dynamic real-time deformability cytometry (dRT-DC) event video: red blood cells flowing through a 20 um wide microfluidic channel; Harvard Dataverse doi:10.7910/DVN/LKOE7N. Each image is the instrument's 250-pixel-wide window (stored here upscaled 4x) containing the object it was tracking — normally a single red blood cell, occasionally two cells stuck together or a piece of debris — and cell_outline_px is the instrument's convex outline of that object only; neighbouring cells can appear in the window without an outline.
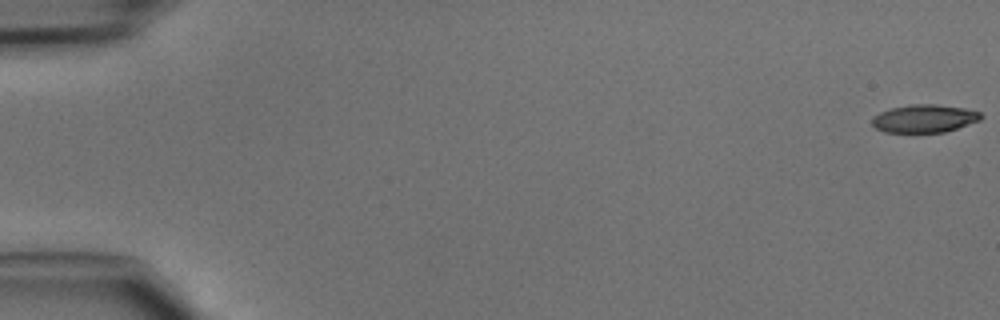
{"species": "common noctule bat (a hibernating species)", "species_latin": "Nyctalus noctula", "temperature_condition": "cold", "stored_images_in_passage": 13, "camera_frame_rate_fps": 3000, "um_per_image_px": 0.085, "animal": {"sex": "male", "body_mass_g": 15.6}, "frame": {"image": 1, "passage_image": 1, "time_ms": 0.0, "image_size_px": [1000, 320], "cell_outline_px": [[984, 116], [980, 120], [944, 132], [884, 132], [876, 128], [872, 124], [872, 116], [888, 108], [908, 104], [936, 104], [964, 108], [980, 112]], "centroid_in_image_um": [78.54, 10.06], "position_along_channel_um": 6.5, "area_um2": 17.8}}
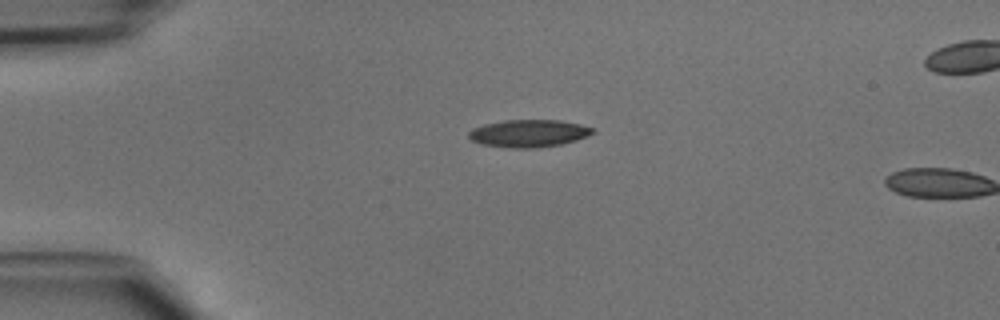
{"frame": {"image": 2, "passage_image": 12, "time_ms": 3.667, "image_size_px": [1000, 320], "cell_outline_px": [[596, 132], [588, 136], [576, 140], [560, 144], [536, 148], [508, 148], [480, 144], [472, 140], [468, 136], [468, 132], [472, 128], [484, 124], [504, 120], [560, 120], [580, 124], [596, 128]], "centroid_in_image_um": [44.95, 11.33], "position_along_channel_um": 40.0, "area_um2": 20.06}}